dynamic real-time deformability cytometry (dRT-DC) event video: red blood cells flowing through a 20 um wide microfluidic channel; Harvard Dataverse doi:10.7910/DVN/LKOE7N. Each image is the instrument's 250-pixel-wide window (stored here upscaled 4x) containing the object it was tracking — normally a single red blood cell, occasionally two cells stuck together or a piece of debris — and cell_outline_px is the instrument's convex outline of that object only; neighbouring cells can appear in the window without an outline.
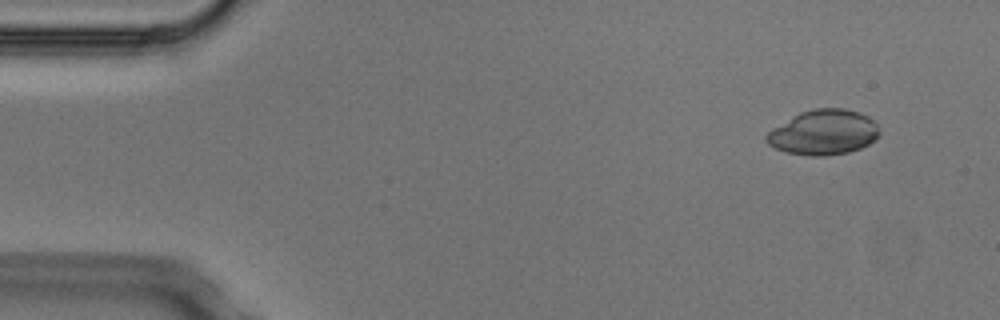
{"species": "Egyptian fruit bat (a non-hibernating species)", "species_latin": "Rousettus aegyptiacus", "temperature_condition": "cold", "stored_images_in_passage": 2, "camera_frame_rate_fps": 3000, "um_per_image_px": 0.085, "animal": {"sex": "male"}, "frame": {"image": 1, "passage_image": 2, "time_ms": 0.333, "image_size_px": [1000, 320], "cell_outline_px": [[880, 136], [876, 140], [860, 148], [848, 152], [824, 156], [812, 156], [788, 152], [776, 148], [768, 144], [764, 140], [764, 136], [768, 132], [800, 112], [812, 108], [844, 108], [860, 112], [868, 116], [876, 124], [880, 132]], "centroid_in_image_um": [70.03, 11.24], "position_along_channel_um": 15.0, "area_um2": 29.59}}